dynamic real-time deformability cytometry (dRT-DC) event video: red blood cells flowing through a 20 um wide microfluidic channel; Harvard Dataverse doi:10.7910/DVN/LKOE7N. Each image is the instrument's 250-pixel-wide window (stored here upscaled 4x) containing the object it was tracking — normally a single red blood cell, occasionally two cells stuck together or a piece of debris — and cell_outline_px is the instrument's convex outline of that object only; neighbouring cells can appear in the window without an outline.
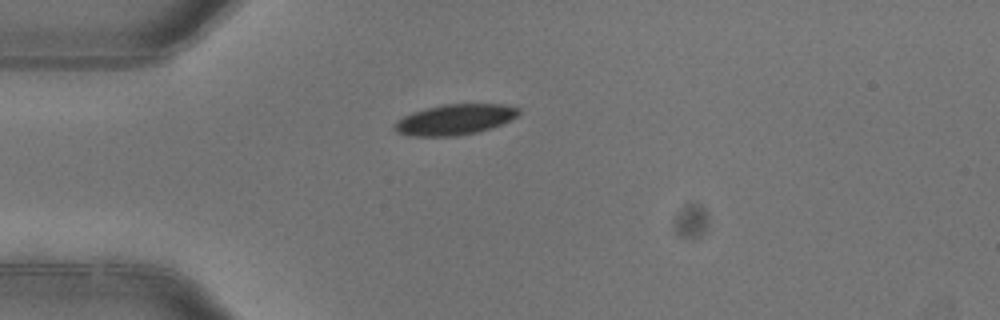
{"species": "common noctule bat (a hibernating species)", "species_latin": "Nyctalus noctula", "temperature_condition": "warm", "stored_images_in_passage": 1, "camera_frame_rate_fps": 3000, "um_per_image_px": 0.085, "animal": {"sex": "female"}, "frame": {"image": 1, "passage_image": 1, "time_ms": 0.0, "image_size_px": [1000, 320], "cell_outline_px": [[520, 112], [516, 116], [500, 124], [476, 132], [452, 136], [412, 136], [396, 132], [392, 128], [392, 124], [396, 120], [412, 112], [444, 104], [504, 104], [520, 108]], "centroid_in_image_um": [38.6, 10.15], "position_along_channel_um": 46.4, "area_um2": 21.91}}